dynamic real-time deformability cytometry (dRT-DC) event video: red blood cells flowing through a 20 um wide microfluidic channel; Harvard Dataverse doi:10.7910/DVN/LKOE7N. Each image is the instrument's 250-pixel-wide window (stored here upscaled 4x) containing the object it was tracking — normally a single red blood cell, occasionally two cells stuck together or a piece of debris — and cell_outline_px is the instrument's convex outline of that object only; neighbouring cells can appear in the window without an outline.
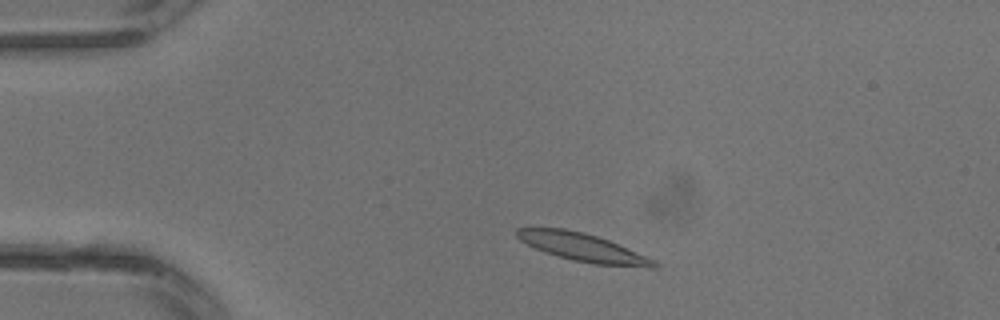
{"species": "common noctule bat (a hibernating species)", "species_latin": "Nyctalus noctula", "temperature_condition": "warm", "stored_images_in_passage": 2, "camera_frame_rate_fps": 3000, "um_per_image_px": 0.085, "animal": {"sex": "male", "body_mass_g": 13.3}, "frame": {"image": 1, "passage_image": 1, "time_ms": 0.0, "image_size_px": [1000, 320], "cell_outline_px": [[660, 264], [656, 268], [648, 268], [596, 264], [572, 260], [544, 252], [520, 240], [516, 236], [516, 228], [564, 228], [584, 232], [608, 240], [656, 260]], "centroid_in_image_um": [49.58, 21.04], "position_along_channel_um": 35.4, "area_um2": 22.37}}
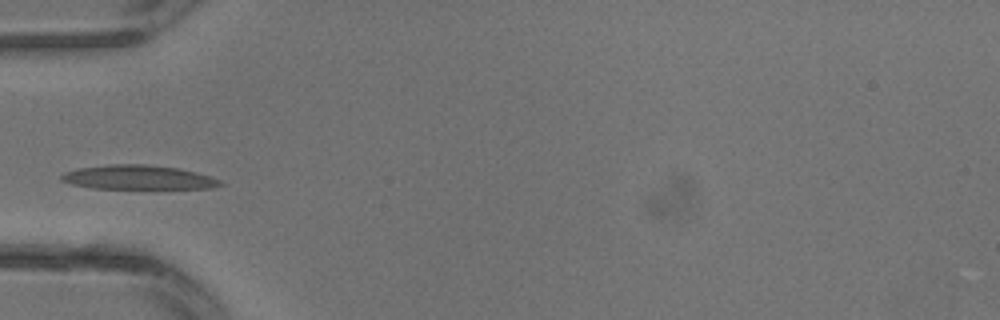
{"frame": {"image": 2, "passage_image": 2, "time_ms": 0.333, "image_size_px": [1000, 320], "cell_outline_px": [[224, 184], [212, 188], [92, 188], [72, 184], [60, 180], [60, 176], [64, 172], [80, 168], [108, 164], [148, 164], [180, 168], [208, 176], [220, 180]], "centroid_in_image_um": [11.72, 15.07], "position_along_channel_um": 73.3, "area_um2": 22.25}}